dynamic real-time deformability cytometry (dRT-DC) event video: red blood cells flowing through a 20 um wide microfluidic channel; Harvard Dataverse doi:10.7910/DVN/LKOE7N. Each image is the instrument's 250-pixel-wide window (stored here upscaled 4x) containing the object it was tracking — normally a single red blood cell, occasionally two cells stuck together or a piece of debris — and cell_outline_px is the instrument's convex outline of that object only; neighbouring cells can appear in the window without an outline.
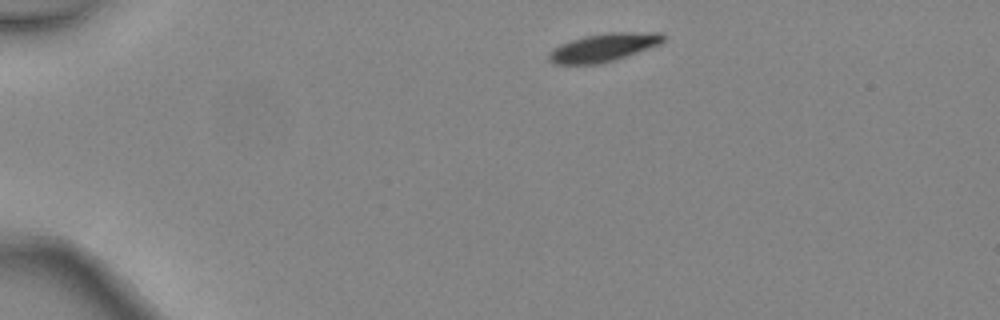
{"species": "common noctule bat (a hibernating species)", "species_latin": "Nyctalus noctula", "temperature_condition": "warm", "stored_images_in_passage": 2, "camera_frame_rate_fps": 3000, "um_per_image_px": 0.085, "animal": {"sex": "female", "body_mass_g": 24.6, "forearm_length_mm": 56.2}, "frame": {"image": 1, "passage_image": 1, "time_ms": 0.0, "image_size_px": [1000, 320], "cell_outline_px": [[664, 40], [660, 44], [628, 56], [616, 60], [596, 64], [552, 64], [548, 60], [548, 52], [560, 44], [584, 36], [604, 32], [664, 32]], "centroid_in_image_um": [51.31, 4.03], "position_along_channel_um": 33.7, "area_um2": 19.02}}